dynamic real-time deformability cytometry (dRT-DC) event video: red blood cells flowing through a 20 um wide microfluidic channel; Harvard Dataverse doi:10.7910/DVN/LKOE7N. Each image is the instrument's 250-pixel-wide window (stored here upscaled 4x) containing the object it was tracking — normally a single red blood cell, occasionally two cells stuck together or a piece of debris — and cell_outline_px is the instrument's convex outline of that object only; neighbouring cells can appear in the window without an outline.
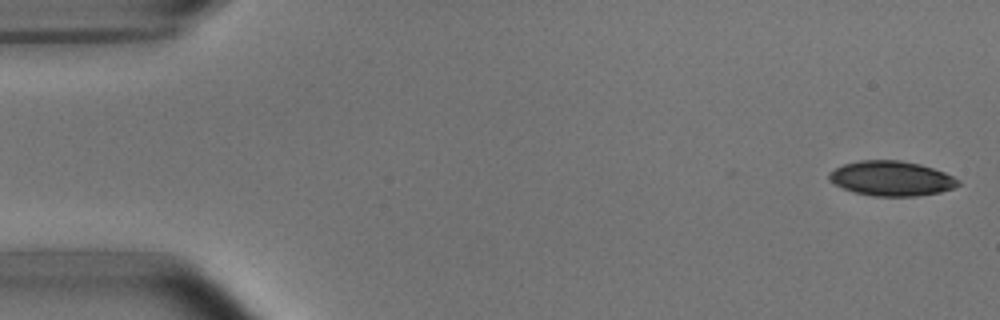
{"species": "common noctule bat (a hibernating species)", "species_latin": "Nyctalus noctula", "temperature_condition": "room temperature", "stored_images_in_passage": 6, "camera_frame_rate_fps": 3000, "um_per_image_px": 0.085, "animal": {"sex": "male", "body_mass_g": 15.6}, "frame": {"image": 1, "passage_image": 1, "time_ms": 0.0, "image_size_px": [1000, 320], "cell_outline_px": [[960, 184], [952, 188], [940, 192], [916, 196], [872, 196], [856, 192], [844, 188], [828, 180], [828, 172], [844, 164], [860, 160], [900, 160], [920, 164], [944, 172], [960, 180]], "centroid_in_image_um": [75.77, 15.16], "position_along_channel_um": 9.2, "area_um2": 26.07}}
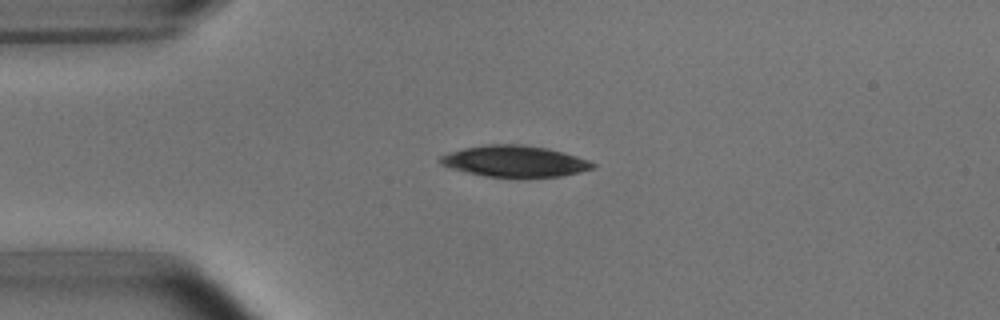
{"frame": {"image": 2, "passage_image": 4, "time_ms": 3.667, "image_size_px": [1000, 320], "cell_outline_px": [[596, 168], [580, 172], [560, 176], [484, 176], [452, 168], [440, 164], [440, 156], [464, 148], [488, 144], [520, 144], [544, 148], [564, 152], [588, 160], [596, 164]], "centroid_in_image_um": [43.78, 13.69], "position_along_channel_um": 41.2, "area_um2": 27.22}}